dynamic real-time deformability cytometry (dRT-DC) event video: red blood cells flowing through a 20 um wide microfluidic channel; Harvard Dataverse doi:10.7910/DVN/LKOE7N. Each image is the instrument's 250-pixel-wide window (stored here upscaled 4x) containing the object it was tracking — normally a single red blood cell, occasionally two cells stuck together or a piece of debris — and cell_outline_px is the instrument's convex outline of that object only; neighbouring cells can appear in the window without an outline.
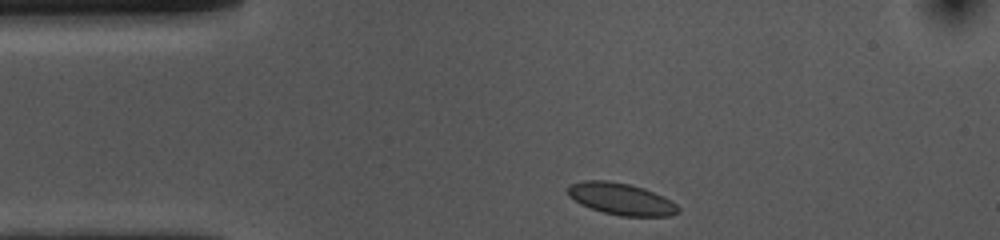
{"species": "common noctule bat (a hibernating species)", "species_latin": "Nyctalus noctula", "temperature_condition": "cold", "stored_images_in_passage": 34, "camera_frame_rate_fps": 3000, "um_per_image_px": 0.085, "animal": {"sex": "female", "body_mass_g": 10.0, "forearm_length_mm": 53.1}, "frame": {"image": 1, "passage_image": 1, "time_ms": 0.0, "image_size_px": [1000, 240], "cell_outline_px": [[680, 212], [672, 216], [620, 216], [604, 212], [580, 204], [568, 196], [568, 184], [584, 180], [608, 180], [628, 184], [644, 188], [664, 196], [676, 204], [680, 208]], "centroid_in_image_um": [52.8, 16.91], "position_along_channel_um": 32.2, "area_um2": 20.58}}
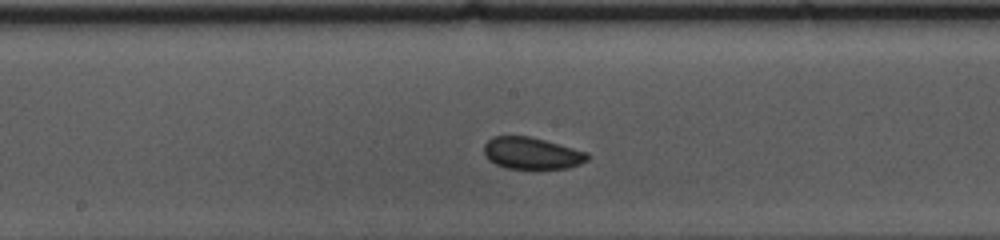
{"frame": {"image": 2, "passage_image": 18, "time_ms": 5.667, "image_size_px": [1000, 240], "cell_outline_px": [[588, 160], [580, 164], [568, 168], [508, 168], [496, 164], [488, 160], [484, 152], [484, 144], [492, 136], [532, 136], [588, 152]], "centroid_in_image_um": [45.2, 13.01], "position_along_channel_um": 203.0, "area_um2": 19.19}}
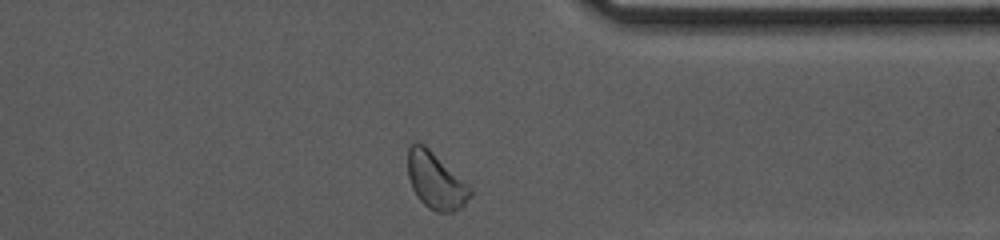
{"frame": {"image": 3, "passage_image": 33, "time_ms": 10.667, "image_size_px": [1000, 240], "cell_outline_px": [[472, 196], [460, 208], [452, 212], [436, 212], [428, 208], [416, 196], [412, 188], [408, 176], [408, 148], [416, 140], [424, 144], [472, 188]], "centroid_in_image_um": [37.02, 15.36], "position_along_channel_um": 374.4, "area_um2": 20.52}, "authors_computed_cell_mechanics": {"area_um2": 19.4208, "velocity_mm_per_s": 3.586, "shape_relaxation_time_tau1_ms": 5.8438, "shape_relaxation_time_tau2_ms": null, "deformation_change_tau1": 0.1002, "deformation_change_tau2": null}}